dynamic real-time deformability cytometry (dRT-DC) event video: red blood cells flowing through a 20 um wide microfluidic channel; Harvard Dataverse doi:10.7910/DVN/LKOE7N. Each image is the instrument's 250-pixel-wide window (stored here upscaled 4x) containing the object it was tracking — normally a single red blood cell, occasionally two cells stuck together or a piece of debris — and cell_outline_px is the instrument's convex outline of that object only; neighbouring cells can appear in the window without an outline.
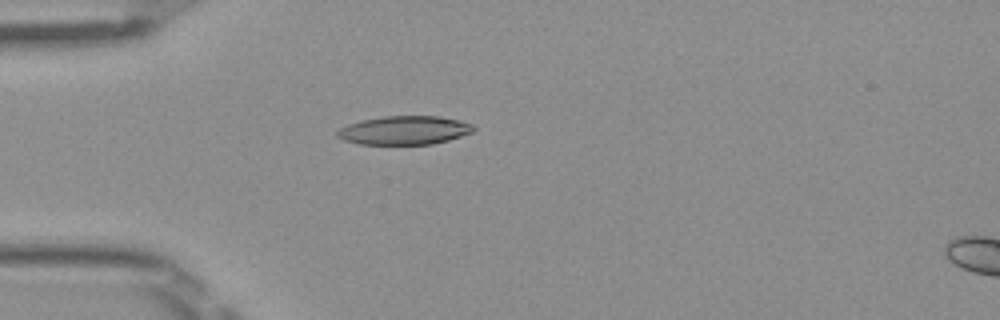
{"species": "Egyptian fruit bat (a non-hibernating species)", "species_latin": "Rousettus aegyptiacus", "temperature_condition": "room temperature", "stored_images_in_passage": 50, "camera_frame_rate_fps": 3000, "um_per_image_px": 0.085, "frame": {"image": 1, "passage_image": 14, "time_ms": 4.333, "image_size_px": [1000, 320], "cell_outline_px": [[476, 128], [472, 132], [448, 140], [432, 144], [360, 144], [344, 140], [336, 136], [336, 132], [340, 128], [348, 124], [360, 120], [384, 116], [440, 116], [460, 120], [472, 124]], "centroid_in_image_um": [34.37, 11.07], "position_along_channel_um": 50.6, "area_um2": 22.77}}
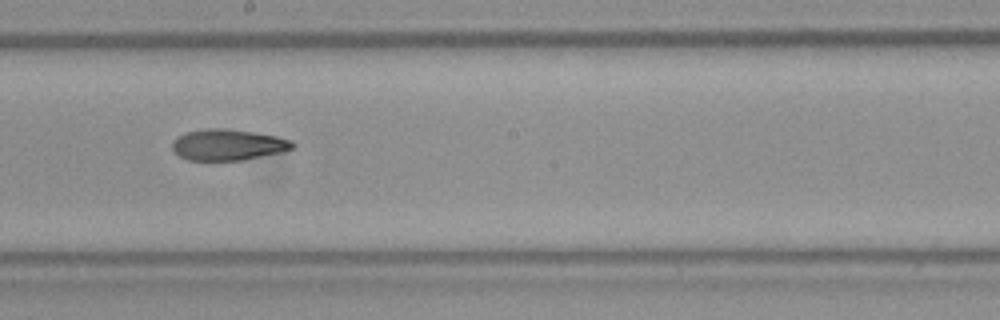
{"frame": {"image": 2, "passage_image": 28, "time_ms": 9.0, "image_size_px": [1000, 320], "cell_outline_px": [[296, 148], [280, 152], [240, 160], [188, 160], [180, 156], [172, 148], [172, 140], [188, 132], [204, 128], [228, 128], [276, 136], [292, 140], [296, 144]], "centroid_in_image_um": [19.4, 12.29], "position_along_channel_um": 228.8, "area_um2": 21.68}}
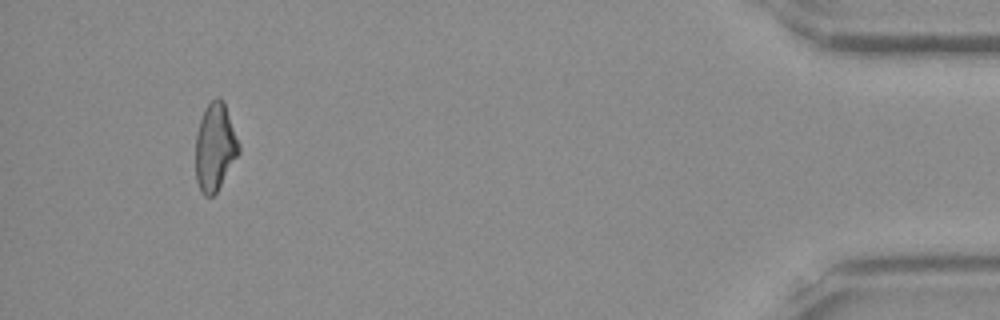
{"frame": {"image": 3, "passage_image": 47, "time_ms": 15.333, "image_size_px": [1000, 320], "cell_outline_px": [[240, 152], [216, 192], [212, 196], [204, 196], [200, 192], [196, 180], [196, 136], [200, 120], [204, 108], [216, 96], [220, 96], [224, 100], [240, 144]], "centroid_in_image_um": [18.28, 12.47], "position_along_channel_um": 416.9, "area_um2": 22.2}, "authors_computed_cell_mechanics": {"area_um2": 22.4553, "velocity_mm_per_s": 4.0589, "shape_relaxation_time_tau1_ms": 8.3872, "shape_relaxation_time_tau2_ms": 8.8129, "deformation_change_tau1": 0.2155, "deformation_change_tau2": 0.1768}}